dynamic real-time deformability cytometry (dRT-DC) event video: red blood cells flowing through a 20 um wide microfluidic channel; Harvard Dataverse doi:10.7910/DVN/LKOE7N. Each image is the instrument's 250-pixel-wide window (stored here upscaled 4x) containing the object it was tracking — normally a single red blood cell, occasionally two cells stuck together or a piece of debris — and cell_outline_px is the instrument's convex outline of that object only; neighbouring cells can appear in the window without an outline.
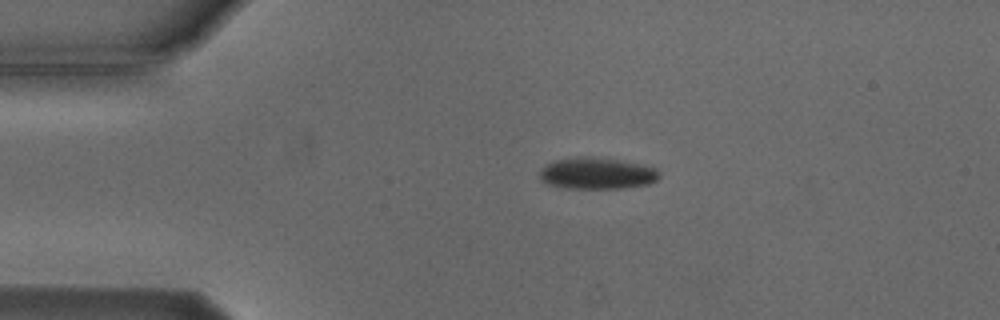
{"species": "Egyptian fruit bat (a non-hibernating species)", "species_latin": "Rousettus aegyptiacus", "temperature_condition": "cold", "stored_images_in_passage": 5, "camera_frame_rate_fps": 3000, "um_per_image_px": 0.085, "animal": {"sex": "male"}, "frame": {"image": 1, "passage_image": 1, "time_ms": 0.0, "image_size_px": [1000, 320], "cell_outline_px": [[660, 176], [656, 180], [648, 184], [624, 188], [564, 188], [548, 184], [540, 180], [540, 168], [544, 164], [556, 160], [580, 156], [620, 160], [656, 168], [660, 172]], "centroid_in_image_um": [50.71, 14.74], "position_along_channel_um": 34.3, "area_um2": 21.96}}
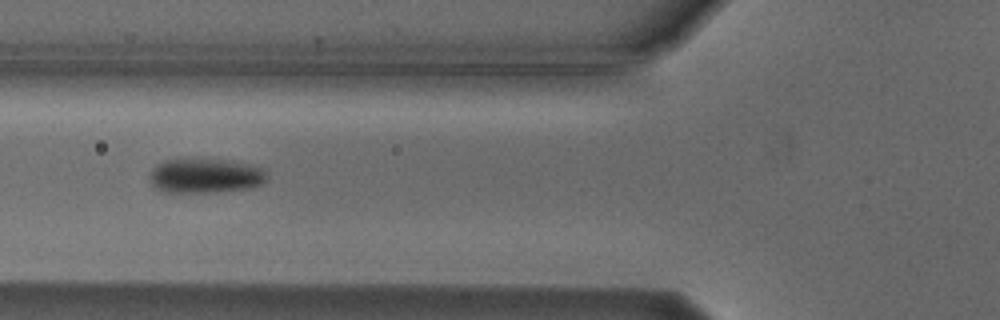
{"frame": {"image": 2, "passage_image": 3, "time_ms": 3.0, "image_size_px": [1000, 320], "cell_outline_px": [[268, 180], [260, 184], [248, 188], [216, 192], [164, 192], [156, 188], [152, 184], [148, 176], [152, 168], [156, 164], [164, 160], [228, 160], [252, 164], [264, 168], [268, 176]], "centroid_in_image_um": [17.47, 14.94], "position_along_channel_um": 108.3, "area_um2": 23.7}}
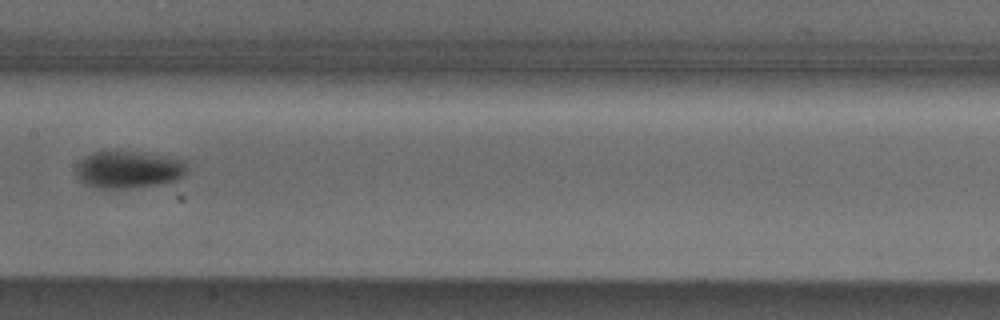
{"frame": {"image": 3, "passage_image": 5, "time_ms": 5.333, "image_size_px": [1000, 320], "cell_outline_px": [[188, 172], [184, 176], [176, 180], [164, 184], [128, 188], [100, 188], [84, 184], [76, 176], [76, 164], [84, 156], [92, 152], [136, 152], [188, 160]], "centroid_in_image_um": [10.96, 14.42], "position_along_channel_um": 196.4, "area_um2": 24.33}}